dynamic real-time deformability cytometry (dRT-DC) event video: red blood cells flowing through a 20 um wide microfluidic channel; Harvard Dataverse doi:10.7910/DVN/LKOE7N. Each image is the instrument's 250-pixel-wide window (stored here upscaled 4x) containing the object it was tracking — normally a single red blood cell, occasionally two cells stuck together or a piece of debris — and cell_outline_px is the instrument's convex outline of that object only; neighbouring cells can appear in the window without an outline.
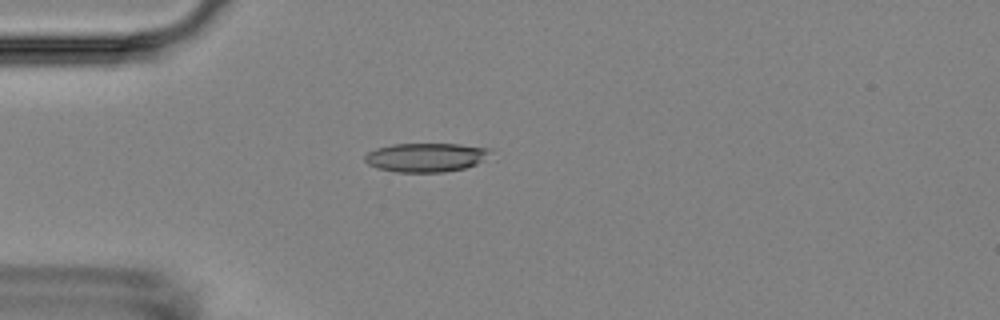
{"species": "Egyptian fruit bat (a non-hibernating species)", "species_latin": "Rousettus aegyptiacus", "temperature_condition": "room temperature", "stored_images_in_passage": 6, "camera_frame_rate_fps": 3000, "um_per_image_px": 0.085, "animal": {"sex": "female"}, "frame": {"image": 1, "passage_image": 5, "time_ms": 4.667, "image_size_px": [1000, 320], "cell_outline_px": [[492, 152], [476, 164], [464, 168], [444, 172], [396, 172], [380, 168], [368, 164], [364, 160], [364, 156], [368, 152], [376, 148], [392, 144], [460, 144], [492, 148]], "centroid_in_image_um": [36.21, 13.37], "position_along_channel_um": 48.8, "area_um2": 21.1}}